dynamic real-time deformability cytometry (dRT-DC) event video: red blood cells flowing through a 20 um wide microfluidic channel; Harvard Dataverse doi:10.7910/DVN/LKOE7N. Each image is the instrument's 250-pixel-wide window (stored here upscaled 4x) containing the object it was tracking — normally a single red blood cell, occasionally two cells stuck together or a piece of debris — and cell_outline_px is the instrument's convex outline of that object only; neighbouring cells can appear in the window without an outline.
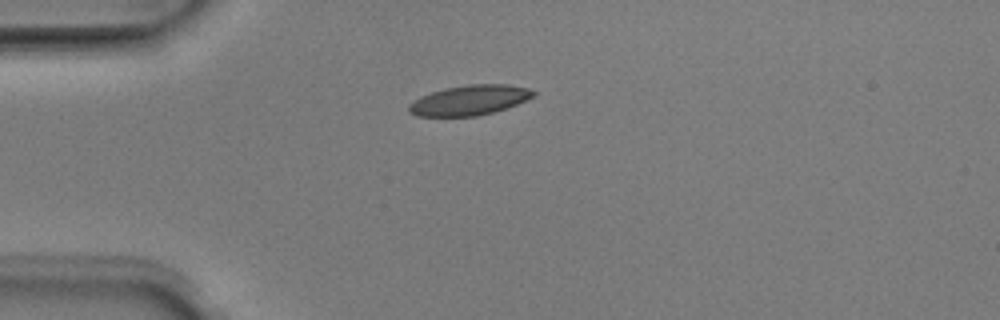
{"species": "Egyptian fruit bat (a non-hibernating species)", "species_latin": "Rousettus aegyptiacus", "temperature_condition": "room temperature", "stored_images_in_passage": 33, "camera_frame_rate_fps": 3000, "um_per_image_px": 0.085, "animal": {"sex": "male"}, "frame": {"image": 1, "passage_image": 1, "time_ms": 0.0, "image_size_px": [1000, 320], "cell_outline_px": [[536, 92], [532, 96], [516, 104], [492, 112], [476, 116], [416, 116], [408, 112], [408, 104], [412, 100], [420, 96], [444, 88], [468, 84], [508, 84], [528, 88]], "centroid_in_image_um": [39.84, 8.51], "position_along_channel_um": 45.2, "area_um2": 21.68}}
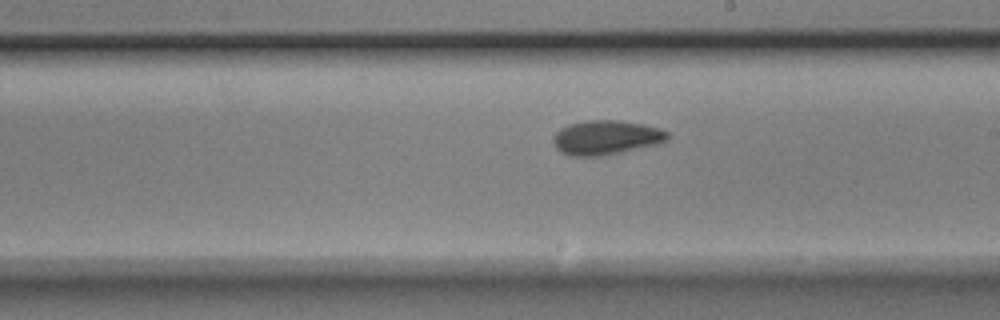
{"frame": {"image": 2, "passage_image": 17, "time_ms": 5.333, "image_size_px": [1000, 320], "cell_outline_px": [[668, 140], [656, 144], [620, 152], [600, 156], [568, 156], [560, 152], [552, 144], [552, 136], [560, 128], [568, 124], [584, 120], [620, 120], [644, 124], [660, 128], [668, 132]], "centroid_in_image_um": [51.46, 11.68], "position_along_channel_um": 237.5, "area_um2": 23.12}}
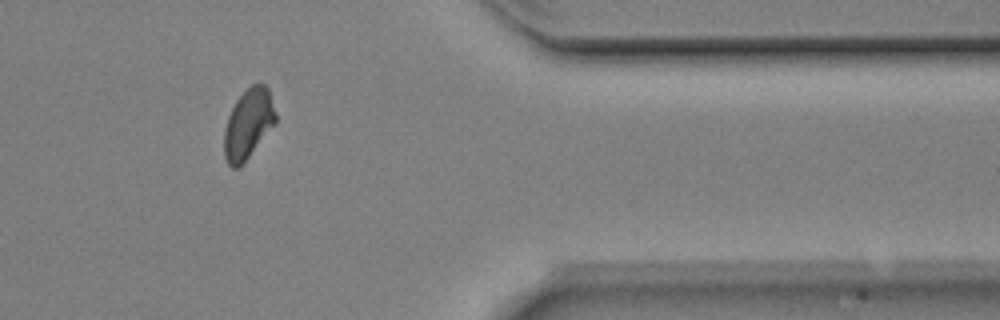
{"frame": {"image": 3, "passage_image": 30, "time_ms": 9.667, "image_size_px": [1000, 320], "cell_outline_px": [[276, 124], [240, 168], [232, 168], [228, 164], [224, 156], [224, 128], [228, 116], [236, 100], [252, 84], [264, 84], [268, 88], [276, 112]], "centroid_in_image_um": [21.11, 10.57], "position_along_channel_um": 390.3, "area_um2": 21.15}, "authors_computed_cell_mechanics": {"area_um2": 22.0218, "velocity_mm_per_s": 3.9857, "shape_relaxation_time_tau1_ms": 2.7184, "shape_relaxation_time_tau2_ms": 7.4259, "deformation_change_tau1": 0.1084, "deformation_change_tau2": 0.1045}}